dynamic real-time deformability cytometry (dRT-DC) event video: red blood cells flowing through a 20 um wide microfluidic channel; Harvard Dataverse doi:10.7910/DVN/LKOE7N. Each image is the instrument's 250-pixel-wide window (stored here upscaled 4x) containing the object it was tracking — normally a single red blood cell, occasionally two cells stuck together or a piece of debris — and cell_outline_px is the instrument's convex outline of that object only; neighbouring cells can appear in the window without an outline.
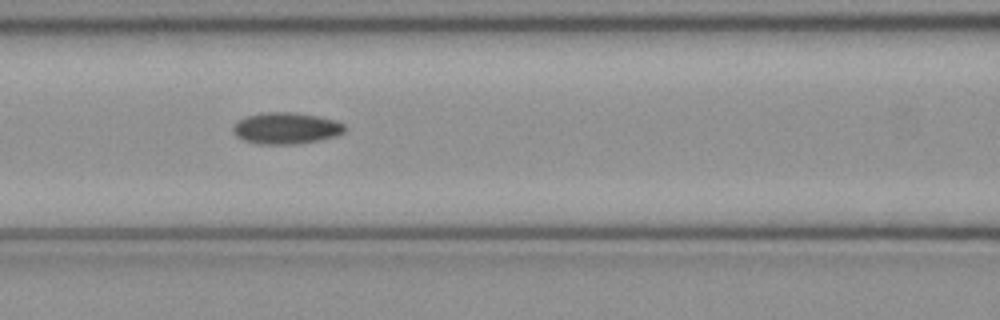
{"species": "common noctule bat (a hibernating species)", "species_latin": "Nyctalus noctula", "temperature_condition": "cold", "stored_images_in_passage": 24, "camera_frame_rate_fps": 3000, "um_per_image_px": 0.085, "animal": {"sex": "female", "body_mass_g": 21.9}, "frame": {"image": 1, "passage_image": 21, "time_ms": 6.667, "image_size_px": [1000, 320], "cell_outline_px": [[348, 128], [344, 132], [336, 136], [320, 140], [300, 144], [256, 144], [244, 140], [236, 136], [232, 128], [240, 120], [248, 116], [264, 112], [296, 112], [336, 120], [344, 124]], "centroid_in_image_um": [24.37, 10.91], "position_along_channel_um": 142.2, "area_um2": 20.58}}